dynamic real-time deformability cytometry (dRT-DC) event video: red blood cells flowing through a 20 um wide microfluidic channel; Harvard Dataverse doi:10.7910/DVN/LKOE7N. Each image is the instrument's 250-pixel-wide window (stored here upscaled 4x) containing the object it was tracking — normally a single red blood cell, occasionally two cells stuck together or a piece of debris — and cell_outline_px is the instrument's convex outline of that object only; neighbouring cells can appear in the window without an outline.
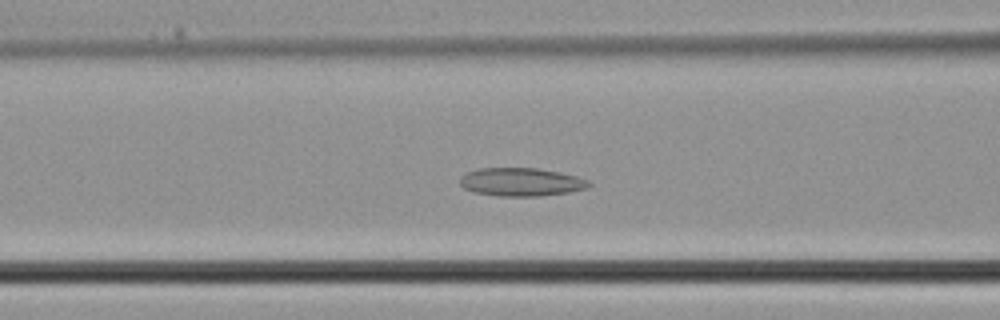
{"species": "common noctule bat (a hibernating species)", "species_latin": "Nyctalus noctula", "temperature_condition": "cold", "stored_images_in_passage": 26, "camera_frame_rate_fps": 3000, "um_per_image_px": 0.085, "animal": {"sex": "male", "body_mass_g": 21.5, "forearm_length_mm": 52.0}, "frame": {"image": 1, "passage_image": 4, "time_ms": 1.0, "image_size_px": [1000, 320], "cell_outline_px": [[592, 184], [588, 188], [568, 192], [540, 196], [496, 196], [472, 192], [464, 188], [460, 184], [460, 176], [468, 172], [480, 168], [536, 168], [560, 172], [576, 176], [588, 180]], "centroid_in_image_um": [44.29, 15.47], "position_along_channel_um": 122.3, "area_um2": 21.33}}
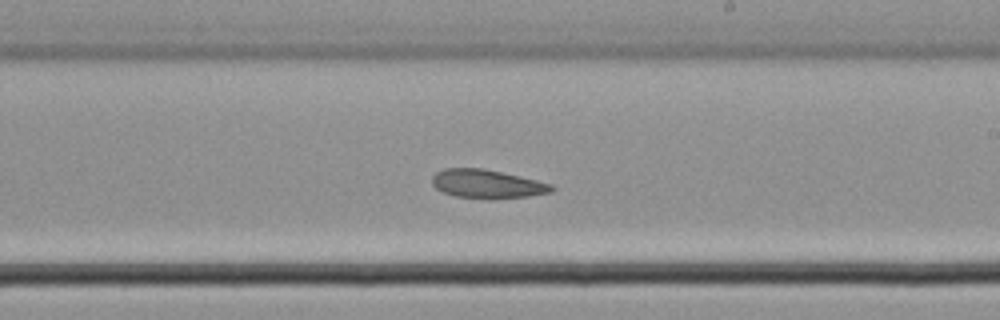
{"frame": {"image": 2, "passage_image": 11, "time_ms": 3.333, "image_size_px": [1000, 320], "cell_outline_px": [[556, 188], [552, 192], [528, 196], [496, 200], [492, 200], [456, 196], [444, 192], [436, 188], [432, 184], [432, 176], [436, 172], [444, 168], [484, 168], [536, 180], [552, 184]], "centroid_in_image_um": [41.41, 15.65], "position_along_channel_um": 247.6, "area_um2": 20.17}}
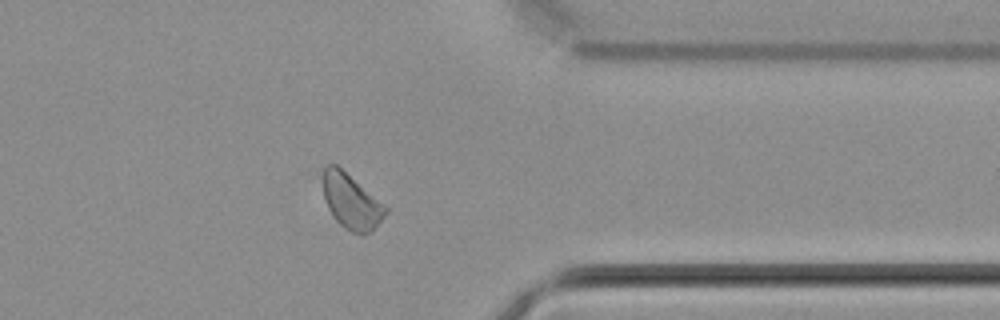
{"frame": {"image": 3, "passage_image": 19, "time_ms": 6.0, "image_size_px": [1000, 320], "cell_outline_px": [[388, 212], [372, 232], [364, 236], [360, 236], [344, 228], [332, 216], [328, 208], [324, 196], [320, 176], [324, 168], [328, 164], [336, 164], [384, 204], [388, 208]], "centroid_in_image_um": [29.84, 17.15], "position_along_channel_um": 381.6, "area_um2": 20.4}}